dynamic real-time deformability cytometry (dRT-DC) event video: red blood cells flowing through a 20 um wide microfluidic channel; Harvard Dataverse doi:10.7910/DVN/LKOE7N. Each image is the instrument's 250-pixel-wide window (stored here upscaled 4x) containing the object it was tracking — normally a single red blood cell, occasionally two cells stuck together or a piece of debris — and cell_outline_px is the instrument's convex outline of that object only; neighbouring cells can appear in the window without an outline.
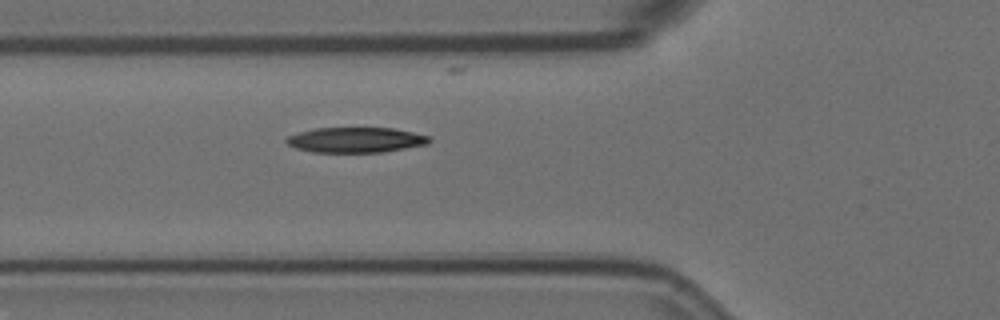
{"species": "Egyptian fruit bat (a non-hibernating species)", "species_latin": "Rousettus aegyptiacus", "temperature_condition": "room temperature", "stored_images_in_passage": 3, "camera_frame_rate_fps": 3000, "um_per_image_px": 0.085, "animal": {"sex": "female"}, "frame": {"image": 1, "passage_image": 2, "time_ms": 0.333, "image_size_px": [1000, 320], "cell_outline_px": [[432, 140], [428, 144], [384, 152], [312, 152], [296, 148], [288, 144], [284, 140], [288, 136], [300, 132], [316, 128], [392, 128], [412, 132], [428, 136]], "centroid_in_image_um": [30.24, 11.9], "position_along_channel_um": 95.6, "area_um2": 20.92}}